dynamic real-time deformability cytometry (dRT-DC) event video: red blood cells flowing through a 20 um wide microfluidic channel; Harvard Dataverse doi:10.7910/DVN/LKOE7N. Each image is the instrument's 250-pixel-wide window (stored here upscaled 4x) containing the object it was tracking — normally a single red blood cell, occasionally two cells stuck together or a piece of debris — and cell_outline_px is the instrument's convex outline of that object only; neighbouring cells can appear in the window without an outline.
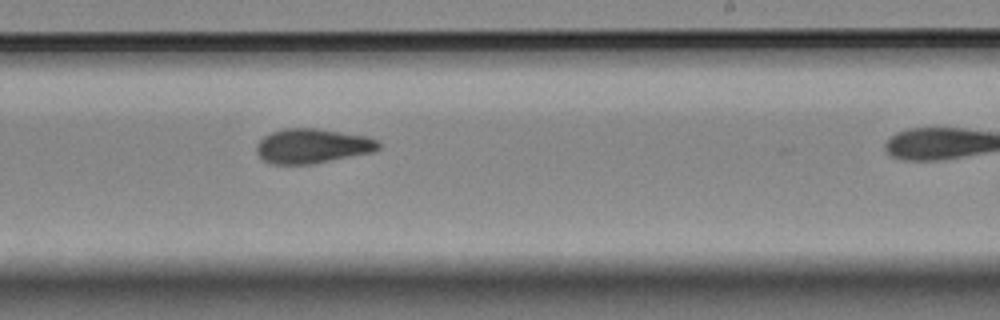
{"species": "Egyptian fruit bat (a non-hibernating species)", "species_latin": "Rousettus aegyptiacus", "temperature_condition": "room temperature", "stored_images_in_passage": 11, "segment_of_instrument_passage": [1, 2], "camera_frame_rate_fps": 3000, "um_per_image_px": 0.085, "animal": {"sex": "female"}, "frame": {"image": 1, "passage_image": 10, "time_ms": 3.0, "image_size_px": [1000, 320], "cell_outline_px": [[380, 148], [372, 152], [308, 164], [272, 164], [264, 160], [256, 152], [256, 144], [264, 136], [272, 132], [284, 128], [316, 128], [368, 136], [376, 140], [380, 144]], "centroid_in_image_um": [26.53, 12.39], "position_along_channel_um": 262.5, "area_um2": 24.39}}